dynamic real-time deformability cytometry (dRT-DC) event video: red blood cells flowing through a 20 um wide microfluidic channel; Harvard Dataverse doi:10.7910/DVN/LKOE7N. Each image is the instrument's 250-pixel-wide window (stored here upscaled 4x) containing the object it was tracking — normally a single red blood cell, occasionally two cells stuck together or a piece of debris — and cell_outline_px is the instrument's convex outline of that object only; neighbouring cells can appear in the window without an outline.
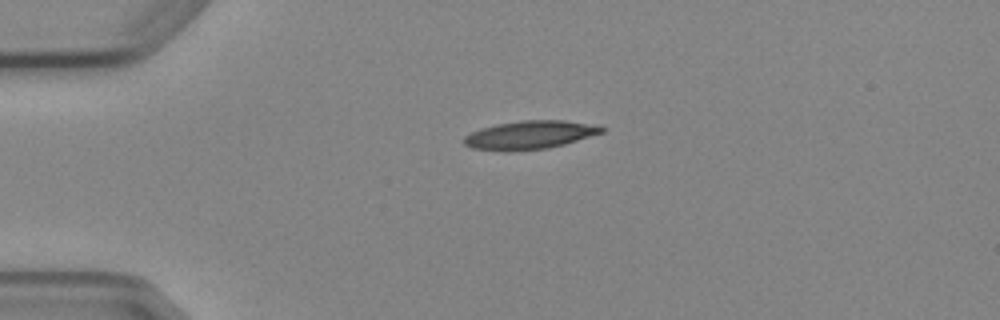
{"species": "Egyptian fruit bat (a non-hibernating species)", "species_latin": "Rousettus aegyptiacus", "temperature_condition": "cold", "stored_images_in_passage": 6, "camera_frame_rate_fps": 3000, "um_per_image_px": 0.085, "animal": {"sex": "female"}, "frame": {"image": 1, "passage_image": 1, "time_ms": 0.0, "image_size_px": [1000, 320], "cell_outline_px": [[604, 132], [564, 144], [548, 148], [512, 152], [504, 152], [472, 148], [464, 144], [464, 136], [480, 128], [496, 124], [524, 120], [564, 120], [596, 124], [604, 128]], "centroid_in_image_um": [45.02, 11.48], "position_along_channel_um": 40.0, "area_um2": 23.0}}
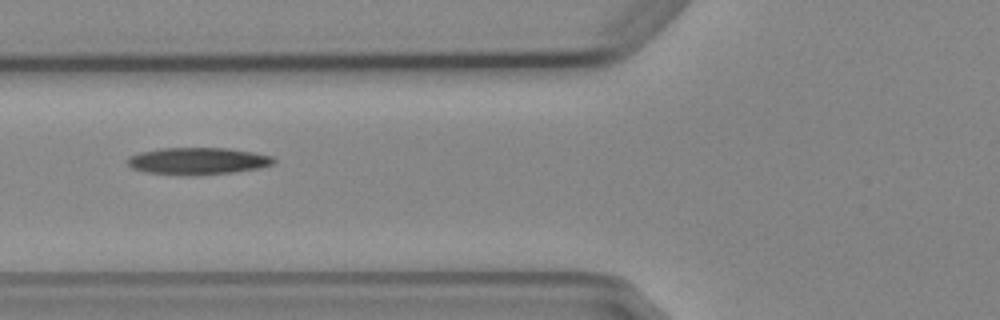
{"frame": {"image": 2, "passage_image": 3, "time_ms": 2.667, "image_size_px": [1000, 320], "cell_outline_px": [[276, 160], [272, 164], [260, 168], [232, 172], [148, 172], [132, 168], [128, 164], [128, 156], [140, 152], [160, 148], [228, 148], [252, 152], [272, 156]], "centroid_in_image_um": [16.84, 13.62], "position_along_channel_um": 109.0, "area_um2": 21.73}}